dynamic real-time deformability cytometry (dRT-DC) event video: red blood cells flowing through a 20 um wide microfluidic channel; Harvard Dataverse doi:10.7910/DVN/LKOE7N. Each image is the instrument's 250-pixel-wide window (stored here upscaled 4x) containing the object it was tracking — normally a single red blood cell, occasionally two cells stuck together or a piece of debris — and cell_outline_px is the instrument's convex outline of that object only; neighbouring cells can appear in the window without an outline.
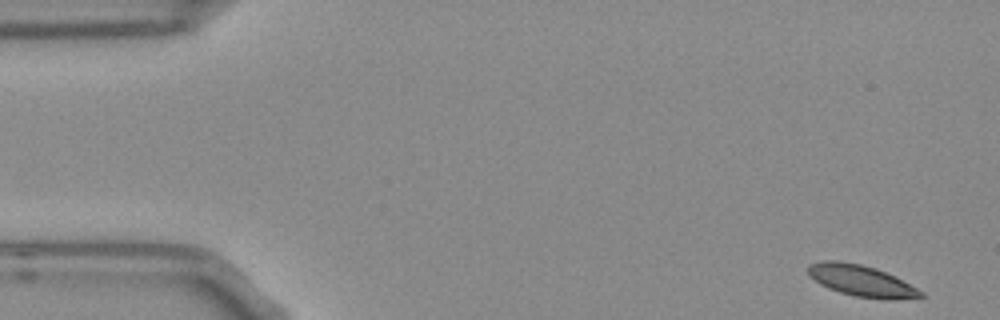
{"species": "Egyptian fruit bat (a non-hibernating species)", "species_latin": "Rousettus aegyptiacus", "temperature_condition": "room temperature", "stored_images_in_passage": 53, "camera_frame_rate_fps": 3000, "um_per_image_px": 0.085, "frame": {"image": 1, "passage_image": 1, "time_ms": 0.0, "image_size_px": [1000, 320], "cell_outline_px": [[924, 296], [856, 296], [840, 292], [828, 288], [820, 284], [808, 276], [808, 264], [824, 260], [836, 260], [860, 264], [876, 268], [924, 292]], "centroid_in_image_um": [73.01, 23.78], "position_along_channel_um": 12.0, "area_um2": 19.25}}
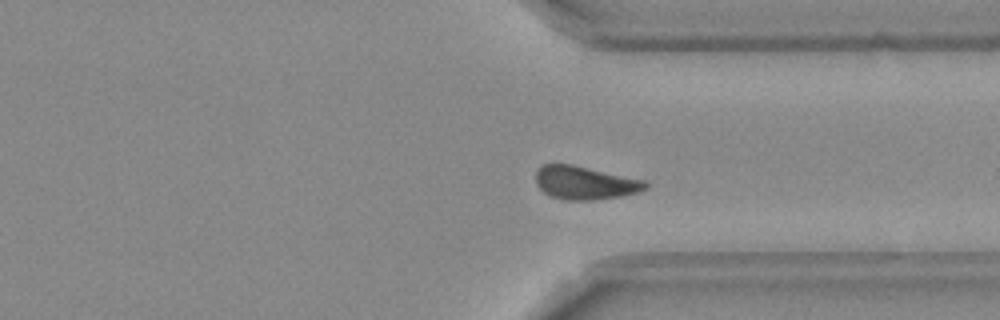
{"frame": {"image": 2, "passage_image": 39, "time_ms": 12.667, "image_size_px": [1000, 320], "cell_outline_px": [[648, 188], [640, 192], [620, 196], [592, 200], [564, 200], [552, 196], [544, 192], [536, 184], [536, 172], [540, 164], [572, 164], [644, 180], [648, 184]], "centroid_in_image_um": [49.71, 15.53], "position_along_channel_um": 361.7, "area_um2": 21.27}}
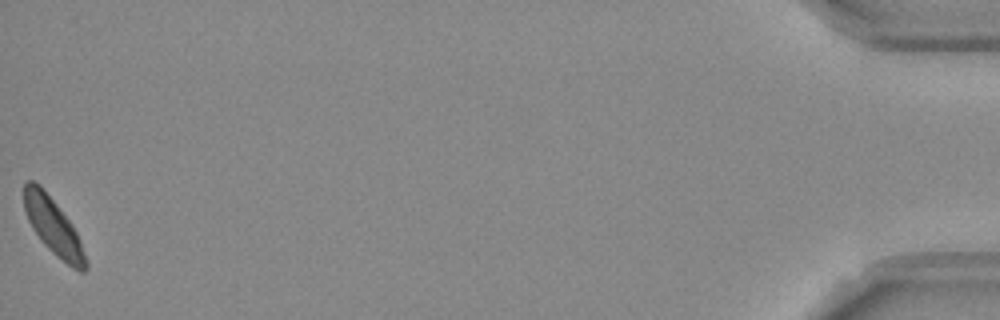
{"frame": {"image": 3, "passage_image": 53, "time_ms": 17.333, "image_size_px": [1000, 320], "cell_outline_px": [[88, 268], [84, 272], [80, 272], [72, 268], [56, 256], [40, 240], [32, 228], [24, 212], [24, 184], [28, 180], [32, 180], [40, 184], [44, 188], [72, 224], [80, 240], [88, 260]], "centroid_in_image_um": [4.54, 19.27], "position_along_channel_um": 430.7, "area_um2": 20.58}, "authors_computed_cell_mechanics": {"area_um2": 21.097, "velocity_mm_per_s": 3.6876, "shape_relaxation_time_tau1_ms": 4.1393, "shape_relaxation_time_tau2_ms": null, "deformation_change_tau1": 0.0842, "deformation_change_tau2": null}}